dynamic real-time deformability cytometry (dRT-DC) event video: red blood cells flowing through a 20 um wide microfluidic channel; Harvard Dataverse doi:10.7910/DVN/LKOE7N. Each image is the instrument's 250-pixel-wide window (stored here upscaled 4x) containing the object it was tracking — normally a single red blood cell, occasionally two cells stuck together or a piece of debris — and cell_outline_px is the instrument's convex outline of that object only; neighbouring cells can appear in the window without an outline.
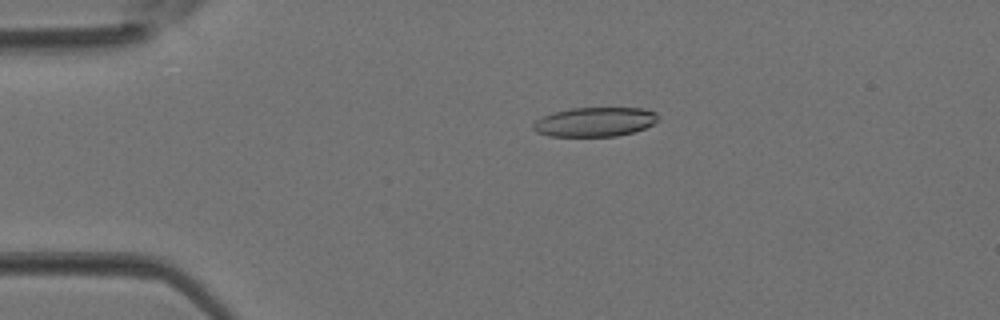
{"species": "Egyptian fruit bat (a non-hibernating species)", "species_latin": "Rousettus aegyptiacus", "temperature_condition": "room temperature", "stored_images_in_passage": 3, "camera_frame_rate_fps": 3000, "um_per_image_px": 0.085, "animal": {"sex": "female"}, "frame": {"image": 1, "passage_image": 2, "time_ms": 0.333, "image_size_px": [1000, 320], "cell_outline_px": [[656, 120], [652, 124], [644, 128], [632, 132], [616, 136], [548, 136], [536, 132], [532, 128], [532, 124], [536, 120], [552, 112], [572, 108], [644, 108], [656, 112]], "centroid_in_image_um": [50.51, 10.36], "position_along_channel_um": 34.5, "area_um2": 21.21}}